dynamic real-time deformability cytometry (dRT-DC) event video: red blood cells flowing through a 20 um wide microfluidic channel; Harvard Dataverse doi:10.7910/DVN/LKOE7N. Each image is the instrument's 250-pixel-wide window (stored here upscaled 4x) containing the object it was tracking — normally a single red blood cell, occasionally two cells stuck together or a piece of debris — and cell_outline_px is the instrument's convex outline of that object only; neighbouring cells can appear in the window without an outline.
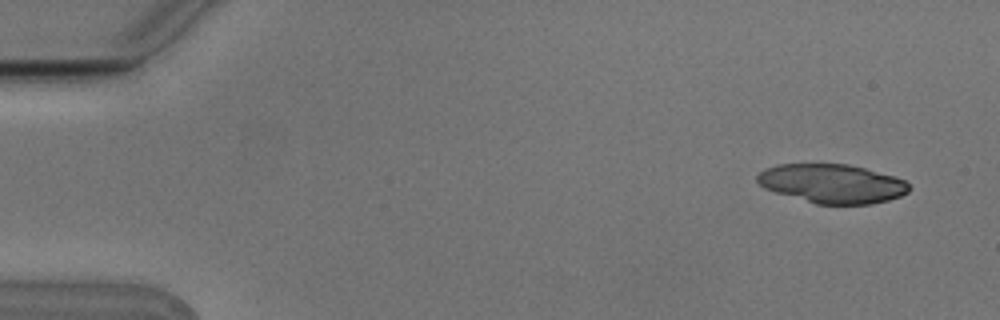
{"species": "Egyptian fruit bat (a non-hibernating species)", "species_latin": "Rousettus aegyptiacus", "temperature_condition": "cold", "stored_images_in_passage": 4, "camera_frame_rate_fps": 3000, "um_per_image_px": 0.085, "animal": {"sex": "male"}, "frame": {"image": 1, "passage_image": 1, "time_ms": 0.0, "image_size_px": [1000, 320], "cell_outline_px": [[912, 188], [908, 192], [900, 196], [888, 200], [872, 204], [816, 204], [776, 192], [764, 188], [756, 180], [756, 176], [764, 168], [776, 164], [848, 164], [864, 168], [892, 176], [904, 180]], "centroid_in_image_um": [70.71, 15.6], "position_along_channel_um": 14.3, "area_um2": 34.39}}